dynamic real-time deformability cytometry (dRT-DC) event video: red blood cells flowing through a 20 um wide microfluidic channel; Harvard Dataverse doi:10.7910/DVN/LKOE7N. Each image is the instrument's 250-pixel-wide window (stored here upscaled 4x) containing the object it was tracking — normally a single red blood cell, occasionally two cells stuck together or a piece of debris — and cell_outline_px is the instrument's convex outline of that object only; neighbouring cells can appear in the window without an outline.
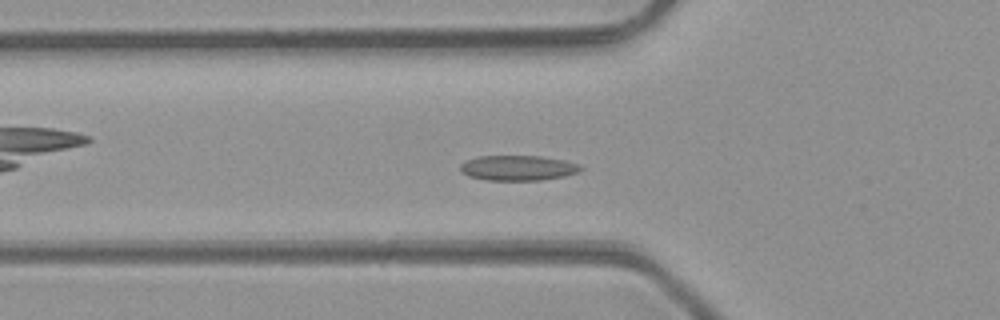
{"species": "common noctule bat (a hibernating species)", "species_latin": "Nyctalus noctula", "temperature_condition": "room temperature", "stored_images_in_passage": 50, "camera_frame_rate_fps": 3000, "um_per_image_px": 0.085, "animal": {"sex": "male", "body_mass_g": 23.1, "forearm_length_mm": 52.7}, "frame": {"image": 1, "passage_image": 17, "time_ms": 5.333, "image_size_px": [1000, 320], "cell_outline_px": [[584, 168], [580, 172], [564, 176], [540, 180], [484, 180], [468, 176], [460, 172], [460, 164], [464, 160], [476, 156], [540, 156], [564, 160], [580, 164]], "centroid_in_image_um": [44.0, 14.27], "position_along_channel_um": 81.8, "area_um2": 17.92}}
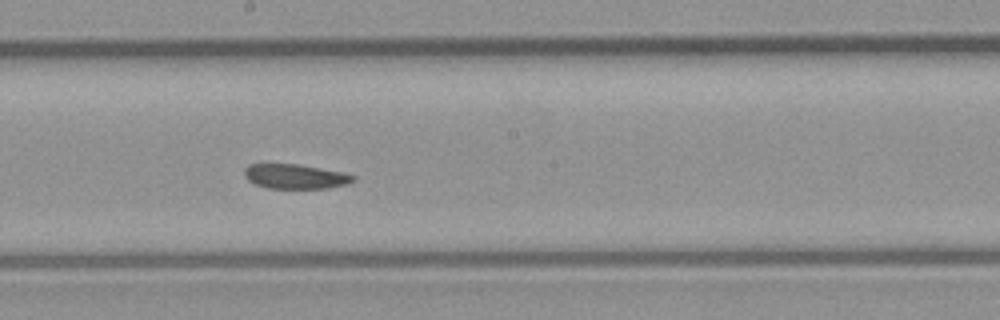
{"frame": {"image": 2, "passage_image": 27, "time_ms": 8.667, "image_size_px": [1000, 320], "cell_outline_px": [[356, 180], [344, 184], [328, 188], [264, 188], [248, 180], [244, 176], [244, 168], [248, 164], [296, 164], [340, 172], [356, 176]], "centroid_in_image_um": [25.04, 15.0], "position_along_channel_um": 223.2, "area_um2": 15.43}}
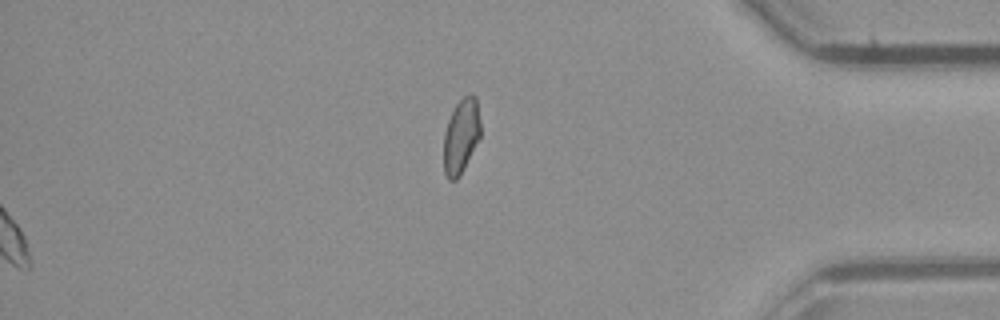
{"frame": {"image": 3, "passage_image": 50, "time_ms": 16.333, "image_size_px": [1000, 320], "cell_outline_px": [[480, 136], [460, 176], [456, 180], [448, 180], [444, 172], [444, 132], [448, 120], [456, 104], [468, 92], [472, 92], [476, 96], [480, 120]], "centroid_in_image_um": [39.19, 11.54], "position_along_channel_um": 396.0, "area_um2": 16.07}, "authors_computed_cell_mechanics": {"area_um2": 16.9065, "velocity_mm_per_s": 4.2172, "shape_relaxation_time_tau1_ms": null, "shape_relaxation_time_tau2_ms": 2.8941, "deformation_change_tau1": null, "deformation_change_tau2": 0.0655}}